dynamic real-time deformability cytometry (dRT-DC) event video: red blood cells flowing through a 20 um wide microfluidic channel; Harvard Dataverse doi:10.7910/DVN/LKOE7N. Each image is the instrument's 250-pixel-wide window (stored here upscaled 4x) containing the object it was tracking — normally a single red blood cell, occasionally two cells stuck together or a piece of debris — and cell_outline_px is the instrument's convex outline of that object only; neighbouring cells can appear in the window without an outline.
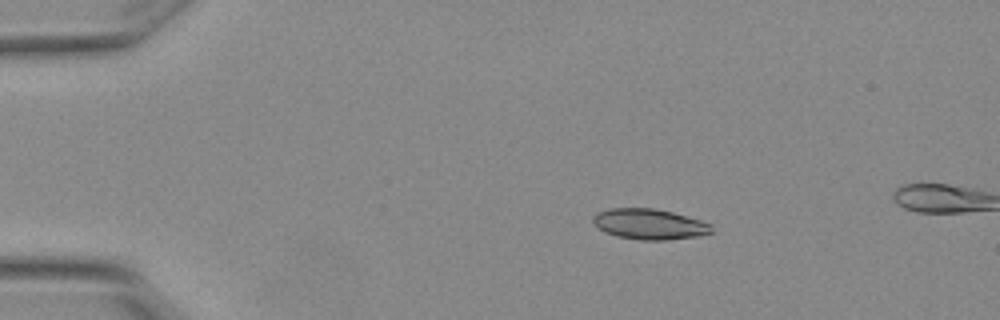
{"species": "Egyptian fruit bat (a non-hibernating species)", "species_latin": "Rousettus aegyptiacus", "temperature_condition": "warm", "stored_images_in_passage": 5, "camera_frame_rate_fps": 3000, "um_per_image_px": 0.085, "animal": {"sex": "female"}, "frame": {"image": 1, "passage_image": 2, "time_ms": 0.333, "image_size_px": [1000, 320], "cell_outline_px": [[712, 232], [696, 236], [668, 240], [640, 240], [616, 236], [604, 232], [592, 220], [592, 216], [596, 212], [608, 208], [652, 208], [672, 212], [700, 220], [712, 224]], "centroid_in_image_um": [55.17, 19.05], "position_along_channel_um": 29.8, "area_um2": 21.1}}